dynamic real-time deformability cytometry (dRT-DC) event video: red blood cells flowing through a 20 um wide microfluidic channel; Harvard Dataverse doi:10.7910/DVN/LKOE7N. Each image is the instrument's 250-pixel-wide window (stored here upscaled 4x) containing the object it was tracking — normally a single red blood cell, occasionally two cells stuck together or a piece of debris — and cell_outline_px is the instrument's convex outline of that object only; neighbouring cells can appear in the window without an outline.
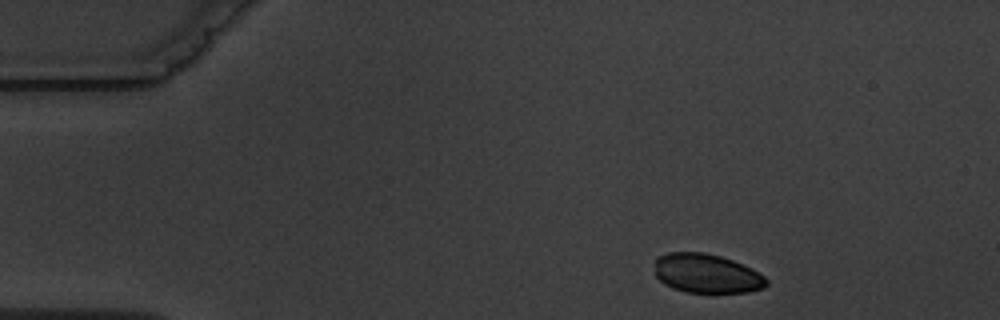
{"species": "common noctule bat (a hibernating species)", "species_latin": "Nyctalus noctula", "temperature_condition": "warm", "stored_images_in_passage": 4, "segment_of_instrument_passage": [1, 2], "camera_frame_rate_fps": 3000, "um_per_image_px": 0.085, "animal": {"sex": "male", "body_mass_g": 19.5, "forearm_length_mm": 54.6}, "frame": {"image": 1, "passage_image": 1, "time_ms": 0.0, "image_size_px": [1000, 320], "cell_outline_px": [[768, 284], [764, 288], [748, 292], [684, 292], [672, 288], [664, 284], [656, 276], [656, 256], [668, 252], [704, 252], [720, 256], [732, 260], [752, 268], [764, 276], [768, 280]], "centroid_in_image_um": [60.07, 23.24], "position_along_channel_um": 24.9, "area_um2": 25.61}}